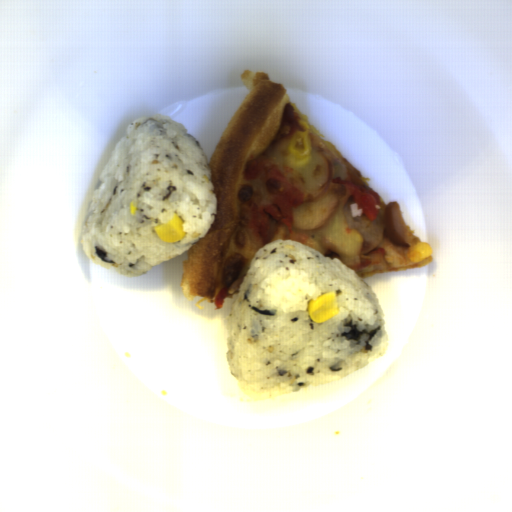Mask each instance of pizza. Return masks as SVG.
<instances>
[{
  "mask_svg": "<svg viewBox=\"0 0 512 512\" xmlns=\"http://www.w3.org/2000/svg\"><path fill=\"white\" fill-rule=\"evenodd\" d=\"M247 94L232 115L208 164L217 198L214 221L205 237H200L182 259L180 292L186 300L213 303L222 288L225 298L239 297L240 285L257 251L264 245L242 214L247 201L261 202L268 192L264 183L243 176L251 160L269 159L279 168L290 185L303 196L293 209V229L278 230L272 241L293 240L330 260L342 261L362 278L412 269L432 262V255L421 263L412 262L408 253L422 240L404 223L409 247L393 246L384 226L386 204L374 220L361 215L352 196L339 195L332 181L343 180L366 187L363 176L298 110L287 89L272 82L262 70L246 68L241 75ZM304 131L311 140L310 159L306 165L291 169L283 162L288 155L292 133ZM321 153L331 161L334 172L327 192L318 201L312 197L324 183L328 166ZM356 229L363 237L361 252L346 257L343 234ZM271 241V242H272ZM385 249L382 258L372 257L367 267L359 268L366 255ZM224 298V299H225ZM223 299V300H224Z\"/></svg>",
  "mask_w": 512,
  "mask_h": 512,
  "instance_id": "dd6c1bee",
  "label": "pizza"
}]
</instances>
